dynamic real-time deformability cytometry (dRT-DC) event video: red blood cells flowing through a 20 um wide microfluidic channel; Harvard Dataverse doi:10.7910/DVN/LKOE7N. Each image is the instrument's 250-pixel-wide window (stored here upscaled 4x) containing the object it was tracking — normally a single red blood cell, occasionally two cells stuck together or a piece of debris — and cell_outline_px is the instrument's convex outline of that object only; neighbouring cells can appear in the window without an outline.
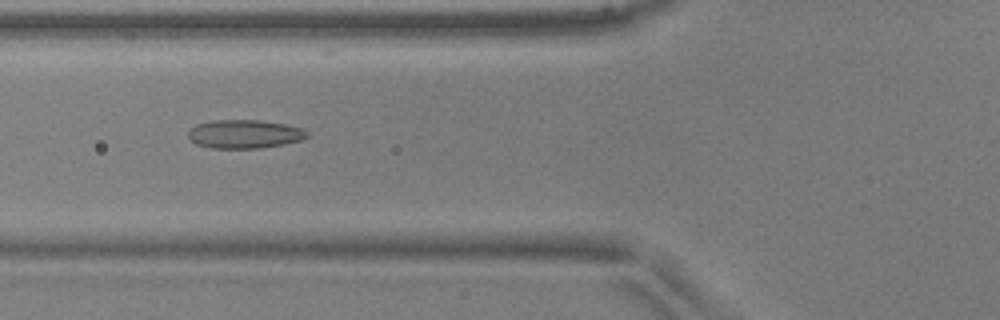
{"species": "common noctule bat (a hibernating species)", "species_latin": "Nyctalus noctula", "temperature_condition": "warm", "stored_images_in_passage": 39, "camera_frame_rate_fps": 3000, "um_per_image_px": 0.085, "animal": {"sex": "male", "body_mass_g": 17.9, "forearm_length_mm": 54.2}, "frame": {"image": 1, "passage_image": 7, "time_ms": 2.0, "image_size_px": [1000, 320], "cell_outline_px": [[308, 136], [300, 140], [284, 144], [260, 148], [212, 148], [196, 144], [188, 136], [188, 132], [196, 124], [212, 120], [256, 120], [284, 124], [300, 128], [308, 132]], "centroid_in_image_um": [20.76, 11.39], "position_along_channel_um": 105.0, "area_um2": 19.59}}
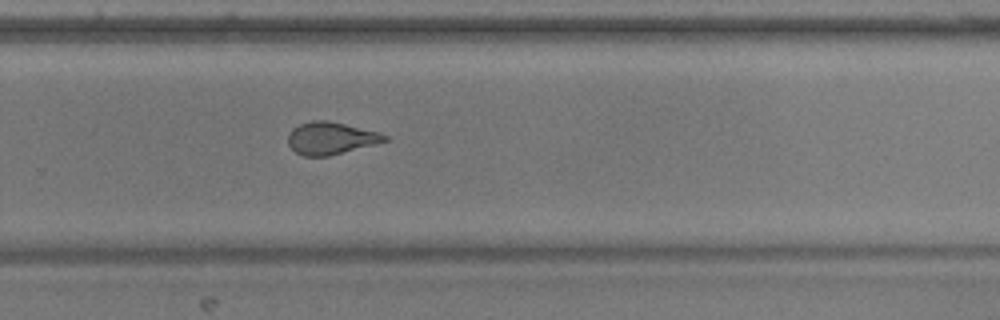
{"frame": {"image": 2, "passage_image": 22, "time_ms": 7.0, "image_size_px": [1000, 320], "cell_outline_px": [[388, 140], [376, 144], [328, 156], [304, 156], [296, 152], [288, 144], [288, 136], [292, 128], [300, 124], [312, 120], [328, 120], [380, 132], [388, 136]], "centroid_in_image_um": [28.13, 11.74], "position_along_channel_um": 301.7, "area_um2": 18.21}}
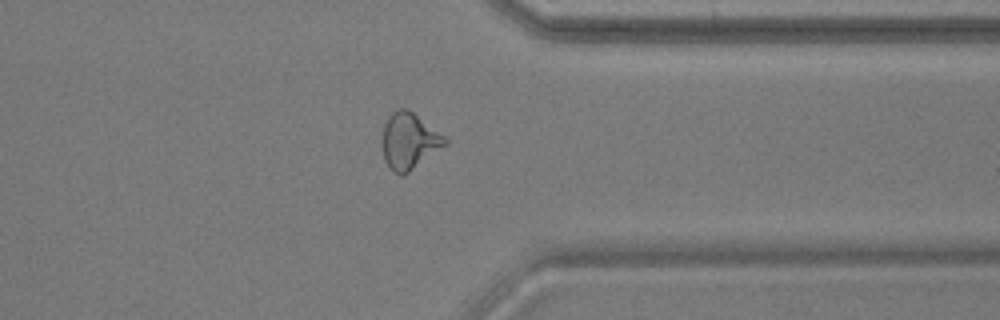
{"frame": {"image": 3, "passage_image": 28, "time_ms": 9.0, "image_size_px": [1000, 320], "cell_outline_px": [[448, 144], [408, 172], [400, 176], [392, 172], [384, 160], [384, 124], [388, 116], [392, 112], [400, 108], [408, 108], [444, 136], [448, 140]], "centroid_in_image_um": [34.79, 11.99], "position_along_channel_um": 376.6, "area_um2": 20.29}, "authors_computed_cell_mechanics": {"area_um2": 19.363, "velocity_mm_per_s": 3.9313, "shape_relaxation_time_tau1_ms": 8.328, "shape_relaxation_time_tau2_ms": 1.1497, "deformation_change_tau1": 0.1986, "deformation_change_tau2": 0.0886}}